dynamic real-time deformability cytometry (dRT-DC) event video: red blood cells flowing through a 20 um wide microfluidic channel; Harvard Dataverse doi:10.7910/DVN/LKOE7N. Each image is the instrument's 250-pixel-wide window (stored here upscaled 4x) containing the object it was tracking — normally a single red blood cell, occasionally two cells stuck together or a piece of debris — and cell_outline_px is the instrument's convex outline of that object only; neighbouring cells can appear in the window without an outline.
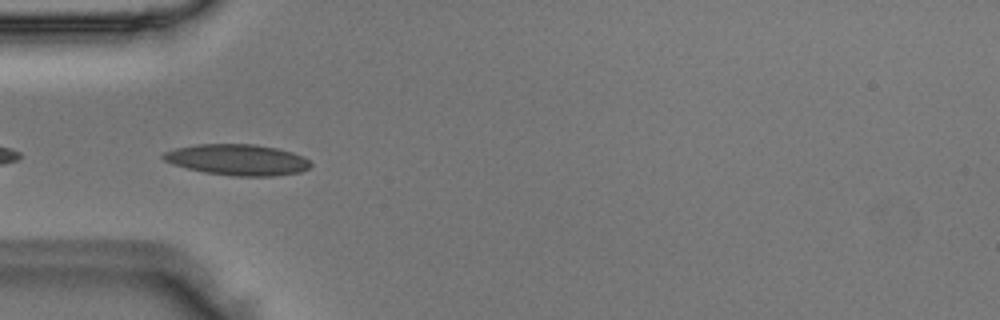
{"species": "Egyptian fruit bat (a non-hibernating species)", "species_latin": "Rousettus aegyptiacus", "temperature_condition": "room temperature", "stored_images_in_passage": 41, "camera_frame_rate_fps": 3000, "um_per_image_px": 0.085, "animal": {"sex": "male"}, "frame": {"image": 1, "passage_image": 11, "time_ms": 3.333, "image_size_px": [1000, 320], "cell_outline_px": [[312, 164], [308, 168], [300, 172], [272, 176], [236, 176], [204, 172], [172, 164], [164, 160], [160, 156], [164, 152], [176, 148], [196, 144], [256, 144], [276, 148], [292, 152], [304, 156]], "centroid_in_image_um": [20.18, 13.57], "position_along_channel_um": 64.8, "area_um2": 26.59}}
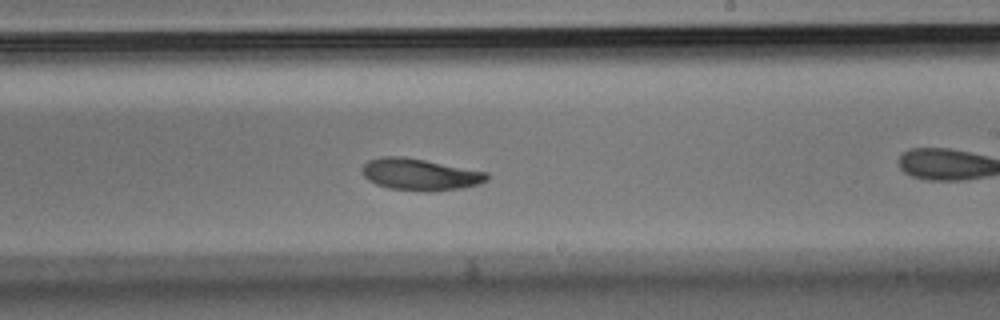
{"frame": {"image": 2, "passage_image": 20, "time_ms": 6.333, "image_size_px": [1000, 320], "cell_outline_px": [[488, 180], [480, 184], [460, 188], [428, 192], [424, 192], [388, 188], [376, 184], [368, 180], [364, 176], [364, 164], [368, 160], [380, 156], [400, 156], [424, 160], [488, 172]], "centroid_in_image_um": [35.71, 14.83], "position_along_channel_um": 253.3, "area_um2": 23.0}}
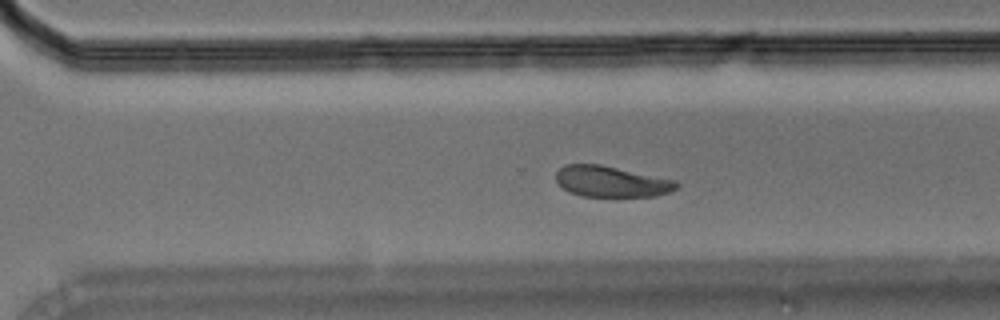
{"frame": {"image": 3, "passage_image": 25, "time_ms": 8.0, "image_size_px": [1000, 320], "cell_outline_px": [[680, 184], [672, 192], [656, 196], [580, 196], [568, 192], [556, 180], [556, 172], [564, 164], [600, 164], [676, 180]], "centroid_in_image_um": [51.98, 15.43], "position_along_channel_um": 318.6, "area_um2": 21.79}}